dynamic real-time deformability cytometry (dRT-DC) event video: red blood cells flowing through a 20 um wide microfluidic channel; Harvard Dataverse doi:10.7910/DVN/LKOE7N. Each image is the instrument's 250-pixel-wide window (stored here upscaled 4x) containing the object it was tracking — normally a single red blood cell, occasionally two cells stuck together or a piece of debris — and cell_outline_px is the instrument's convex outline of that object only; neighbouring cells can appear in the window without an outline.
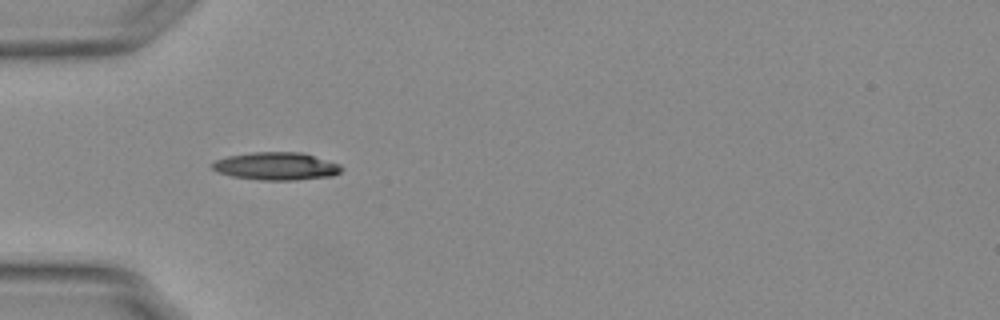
{"species": "Egyptian fruit bat (a non-hibernating species)", "species_latin": "Rousettus aegyptiacus", "temperature_condition": "warm", "stored_images_in_passage": 38, "camera_frame_rate_fps": 3000, "um_per_image_px": 0.085, "animal": {"sex": "female"}, "frame": {"image": 1, "passage_image": 1, "time_ms": 0.0, "image_size_px": [1000, 320], "cell_outline_px": [[344, 168], [340, 172], [332, 176], [292, 180], [260, 180], [232, 176], [216, 172], [212, 168], [212, 164], [216, 160], [228, 156], [252, 152], [300, 152], [340, 164]], "centroid_in_image_um": [23.47, 14.13], "position_along_channel_um": 61.5, "area_um2": 20.81}}
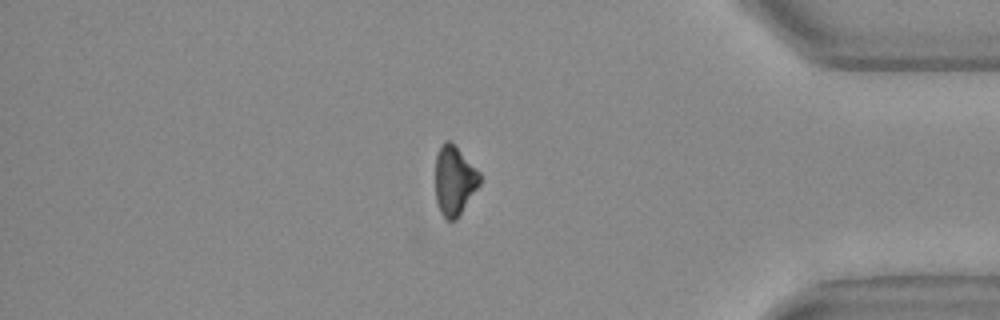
{"frame": {"image": 2, "passage_image": 30, "time_ms": 9.667, "image_size_px": [1000, 320], "cell_outline_px": [[480, 184], [456, 220], [448, 220], [440, 212], [436, 200], [436, 156], [444, 140], [448, 140], [480, 172]], "centroid_in_image_um": [38.61, 15.37], "position_along_channel_um": 396.6, "area_um2": 17.51}}
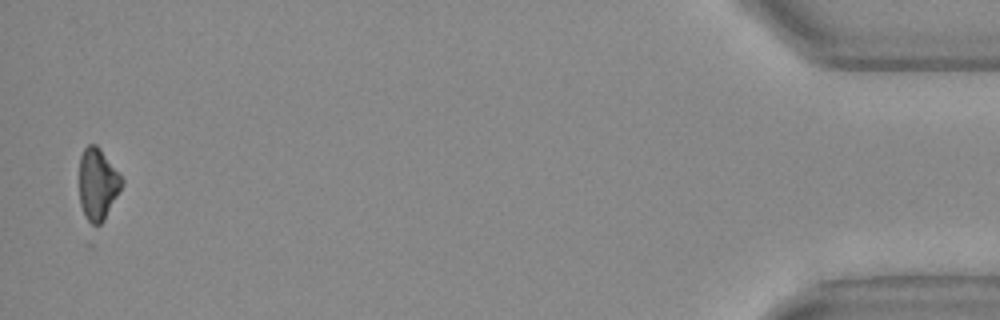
{"frame": {"image": 3, "passage_image": 37, "time_ms": 12.0, "image_size_px": [1000, 320], "cell_outline_px": [[124, 184], [120, 192], [104, 220], [100, 224], [92, 224], [88, 220], [80, 204], [80, 156], [84, 148], [88, 144], [96, 144], [100, 148], [124, 180]], "centroid_in_image_um": [8.32, 15.63], "position_along_channel_um": 426.9, "area_um2": 17.69}, "authors_computed_cell_mechanics": {"area_um2": 19.5364, "velocity_mm_per_s": 3.8043, "shape_relaxation_time_tau1_ms": 7.85, "shape_relaxation_time_tau2_ms": null, "deformation_change_tau1": 0.1855, "deformation_change_tau2": null}}